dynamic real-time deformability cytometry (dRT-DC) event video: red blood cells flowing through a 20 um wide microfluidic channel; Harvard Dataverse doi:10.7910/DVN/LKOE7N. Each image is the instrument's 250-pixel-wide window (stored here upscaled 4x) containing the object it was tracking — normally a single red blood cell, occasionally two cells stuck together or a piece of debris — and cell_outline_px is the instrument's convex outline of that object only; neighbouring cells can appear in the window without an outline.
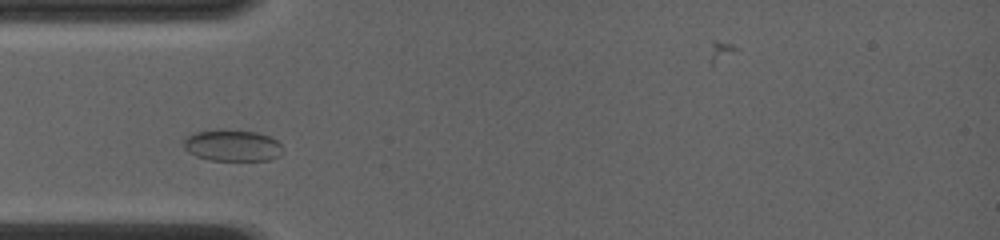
{"species": "common noctule bat (a hibernating species)", "species_latin": "Nyctalus noctula", "temperature_condition": "room temperature", "stored_images_in_passage": 5, "camera_frame_rate_fps": 4000, "um_per_image_px": 0.085, "animal": {"sex": "female", "body_mass_g": 19.0, "forearm_length_mm": 56.7}, "frame": {"image": 1, "passage_image": 4, "time_ms": 2.25, "image_size_px": [1000, 240], "cell_outline_px": [[284, 152], [280, 156], [268, 160], [208, 160], [196, 156], [188, 152], [184, 148], [184, 136], [192, 132], [220, 128], [224, 128], [256, 132], [268, 136], [276, 140], [284, 148]], "centroid_in_image_um": [19.72, 12.34], "position_along_channel_um": 65.3, "area_um2": 18.73}}